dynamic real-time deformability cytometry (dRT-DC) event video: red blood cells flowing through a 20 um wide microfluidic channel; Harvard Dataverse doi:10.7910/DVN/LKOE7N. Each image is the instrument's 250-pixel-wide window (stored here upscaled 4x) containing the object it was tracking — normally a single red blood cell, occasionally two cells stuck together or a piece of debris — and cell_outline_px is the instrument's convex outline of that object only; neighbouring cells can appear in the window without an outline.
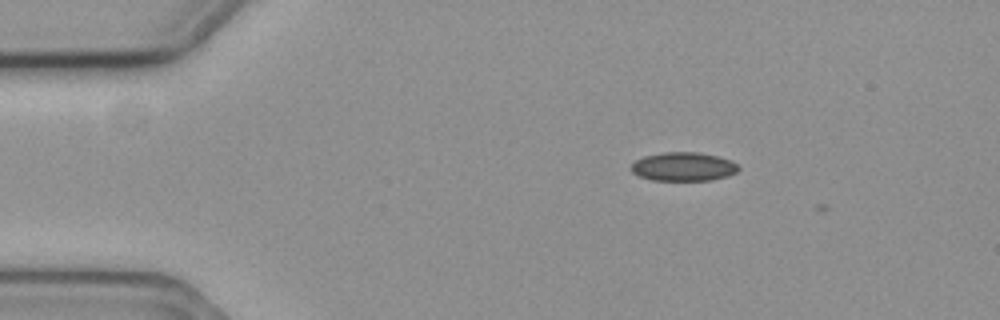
{"species": "common noctule bat (a hibernating species)", "species_latin": "Nyctalus noctula", "temperature_condition": "cold", "stored_images_in_passage": 44, "camera_frame_rate_fps": 3000, "um_per_image_px": 0.085, "animal": {"sex": "female", "body_mass_g": 19.3, "forearm_length_mm": 54.1}, "frame": {"image": 1, "passage_image": 1, "time_ms": 0.0, "image_size_px": [1000, 320], "cell_outline_px": [[740, 168], [736, 172], [728, 176], [712, 180], [652, 180], [640, 176], [632, 172], [632, 164], [636, 160], [644, 156], [664, 152], [700, 152], [732, 160]], "centroid_in_image_um": [58.11, 14.16], "position_along_channel_um": 26.9, "area_um2": 17.92}}
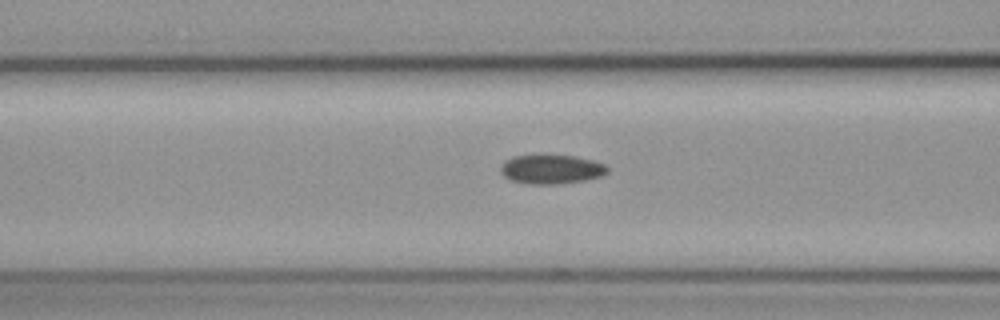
{"frame": {"image": 2, "passage_image": 14, "time_ms": 4.333, "image_size_px": [1000, 320], "cell_outline_px": [[608, 172], [600, 176], [584, 180], [556, 184], [532, 184], [512, 180], [504, 176], [500, 172], [500, 168], [504, 160], [512, 156], [540, 152], [576, 156], [592, 160], [604, 164], [608, 168]], "centroid_in_image_um": [46.81, 14.33], "position_along_channel_um": 119.8, "area_um2": 18.79}}
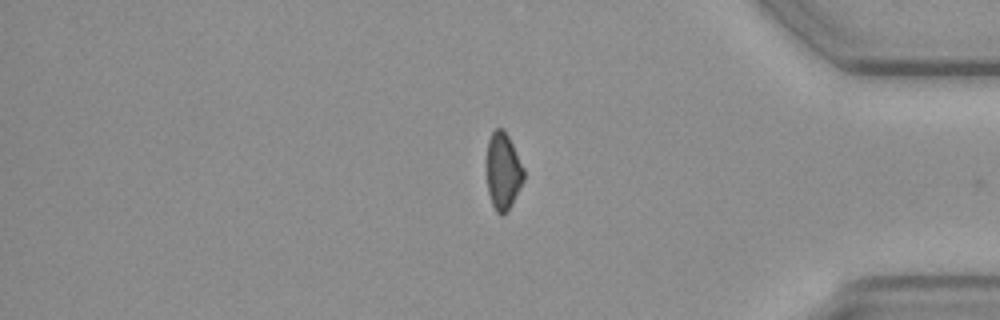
{"frame": {"image": 3, "passage_image": 39, "time_ms": 12.667, "image_size_px": [1000, 320], "cell_outline_px": [[524, 180], [508, 212], [500, 216], [496, 212], [492, 204], [488, 192], [484, 168], [484, 160], [488, 140], [492, 132], [496, 128], [504, 128], [524, 168]], "centroid_in_image_um": [42.71, 14.55], "position_along_channel_um": 392.5, "area_um2": 17.34}, "authors_computed_cell_mechanics": {"area_um2": 17.918, "velocity_mm_per_s": 3.6096, "shape_relaxation_time_tau1_ms": null, "shape_relaxation_time_tau2_ms": 8.1841, "deformation_change_tau1": null, "deformation_change_tau2": 0.1341}}